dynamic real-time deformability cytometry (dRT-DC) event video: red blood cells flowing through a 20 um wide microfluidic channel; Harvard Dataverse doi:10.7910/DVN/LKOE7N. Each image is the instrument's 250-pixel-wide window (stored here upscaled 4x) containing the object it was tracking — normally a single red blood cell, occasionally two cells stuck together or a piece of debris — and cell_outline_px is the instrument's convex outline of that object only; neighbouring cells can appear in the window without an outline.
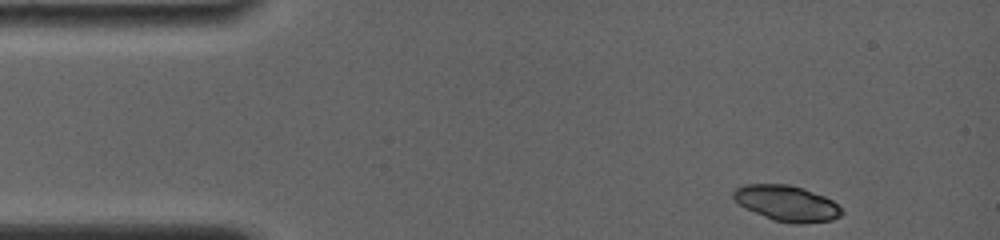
{"species": "common noctule bat (a hibernating species)", "species_latin": "Nyctalus noctula", "temperature_condition": "room temperature", "stored_images_in_passage": 6, "camera_frame_rate_fps": 4000, "um_per_image_px": 0.085, "animal": {"sex": "female", "body_mass_g": 19.0, "forearm_length_mm": 56.7}, "frame": {"image": 1, "passage_image": 1, "time_ms": 0.0, "image_size_px": [1000, 240], "cell_outline_px": [[844, 212], [840, 216], [832, 220], [800, 224], [792, 224], [772, 220], [740, 204], [732, 196], [732, 192], [736, 188], [744, 184], [788, 184], [804, 188], [824, 196], [832, 200]], "centroid_in_image_um": [66.9, 17.28], "position_along_channel_um": 18.1, "area_um2": 22.43}}
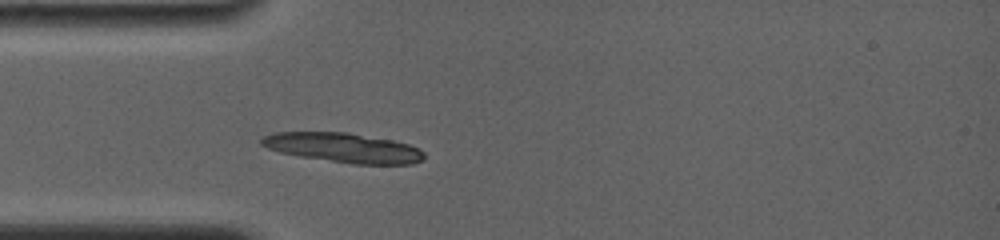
{"frame": {"image": 2, "passage_image": 6, "time_ms": 3.0, "image_size_px": [1000, 240], "cell_outline_px": [[424, 160], [412, 164], [352, 164], [300, 156], [280, 152], [268, 148], [260, 144], [260, 140], [264, 136], [272, 132], [348, 132], [392, 140], [408, 144], [424, 152]], "centroid_in_image_um": [29.18, 12.55], "position_along_channel_um": 55.8, "area_um2": 27.98}}